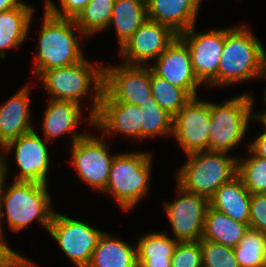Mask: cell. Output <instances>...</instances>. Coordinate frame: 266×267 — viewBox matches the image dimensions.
Instances as JSON below:
<instances>
[{"label": "cell", "mask_w": 266, "mask_h": 267, "mask_svg": "<svg viewBox=\"0 0 266 267\" xmlns=\"http://www.w3.org/2000/svg\"><path fill=\"white\" fill-rule=\"evenodd\" d=\"M266 75V52L245 25L224 29V48L218 68V85L261 78Z\"/></svg>", "instance_id": "1"}, {"label": "cell", "mask_w": 266, "mask_h": 267, "mask_svg": "<svg viewBox=\"0 0 266 267\" xmlns=\"http://www.w3.org/2000/svg\"><path fill=\"white\" fill-rule=\"evenodd\" d=\"M5 183L4 181L0 192V231L4 229L2 218L5 215L8 227L12 231H21L34 220L48 231L55 212L50 206L51 197L47 189L48 184L14 181L11 185L9 183L6 188Z\"/></svg>", "instance_id": "2"}, {"label": "cell", "mask_w": 266, "mask_h": 267, "mask_svg": "<svg viewBox=\"0 0 266 267\" xmlns=\"http://www.w3.org/2000/svg\"><path fill=\"white\" fill-rule=\"evenodd\" d=\"M39 33L38 52L34 57V75L39 77L44 71L77 64L84 59L81 44L73 30L82 31L74 19L60 18L44 11Z\"/></svg>", "instance_id": "3"}, {"label": "cell", "mask_w": 266, "mask_h": 267, "mask_svg": "<svg viewBox=\"0 0 266 267\" xmlns=\"http://www.w3.org/2000/svg\"><path fill=\"white\" fill-rule=\"evenodd\" d=\"M91 66V63L83 59L77 64L46 70L38 78L54 100H71L80 104L90 89V94L95 92L92 94L93 102L89 115V123L94 126V116L98 112L104 91V67Z\"/></svg>", "instance_id": "4"}, {"label": "cell", "mask_w": 266, "mask_h": 267, "mask_svg": "<svg viewBox=\"0 0 266 267\" xmlns=\"http://www.w3.org/2000/svg\"><path fill=\"white\" fill-rule=\"evenodd\" d=\"M186 156L189 160L177 171V183L207 199L237 175V158L226 152L207 150Z\"/></svg>", "instance_id": "5"}, {"label": "cell", "mask_w": 266, "mask_h": 267, "mask_svg": "<svg viewBox=\"0 0 266 267\" xmlns=\"http://www.w3.org/2000/svg\"><path fill=\"white\" fill-rule=\"evenodd\" d=\"M152 154L145 152L116 154L103 193H112L123 210L132 209L148 192Z\"/></svg>", "instance_id": "6"}, {"label": "cell", "mask_w": 266, "mask_h": 267, "mask_svg": "<svg viewBox=\"0 0 266 267\" xmlns=\"http://www.w3.org/2000/svg\"><path fill=\"white\" fill-rule=\"evenodd\" d=\"M253 102L245 93L223 104L210 102L209 151L229 153L240 144L251 120Z\"/></svg>", "instance_id": "7"}, {"label": "cell", "mask_w": 266, "mask_h": 267, "mask_svg": "<svg viewBox=\"0 0 266 267\" xmlns=\"http://www.w3.org/2000/svg\"><path fill=\"white\" fill-rule=\"evenodd\" d=\"M152 95L151 68L149 65L104 67V91L100 102H122L141 106Z\"/></svg>", "instance_id": "8"}, {"label": "cell", "mask_w": 266, "mask_h": 267, "mask_svg": "<svg viewBox=\"0 0 266 267\" xmlns=\"http://www.w3.org/2000/svg\"><path fill=\"white\" fill-rule=\"evenodd\" d=\"M102 137L81 132L72 134L71 159L77 175L82 182L99 191H103L107 185L111 164L116 155H110L104 138L106 136Z\"/></svg>", "instance_id": "9"}, {"label": "cell", "mask_w": 266, "mask_h": 267, "mask_svg": "<svg viewBox=\"0 0 266 267\" xmlns=\"http://www.w3.org/2000/svg\"><path fill=\"white\" fill-rule=\"evenodd\" d=\"M48 232L77 267H87L104 231L55 211Z\"/></svg>", "instance_id": "10"}, {"label": "cell", "mask_w": 266, "mask_h": 267, "mask_svg": "<svg viewBox=\"0 0 266 267\" xmlns=\"http://www.w3.org/2000/svg\"><path fill=\"white\" fill-rule=\"evenodd\" d=\"M178 199L164 202L170 226L178 242L199 241L203 235L209 199L177 185Z\"/></svg>", "instance_id": "11"}, {"label": "cell", "mask_w": 266, "mask_h": 267, "mask_svg": "<svg viewBox=\"0 0 266 267\" xmlns=\"http://www.w3.org/2000/svg\"><path fill=\"white\" fill-rule=\"evenodd\" d=\"M195 26L178 37L187 45L194 73L198 80L209 86L218 85V68L224 48V29L195 32Z\"/></svg>", "instance_id": "12"}, {"label": "cell", "mask_w": 266, "mask_h": 267, "mask_svg": "<svg viewBox=\"0 0 266 267\" xmlns=\"http://www.w3.org/2000/svg\"><path fill=\"white\" fill-rule=\"evenodd\" d=\"M210 102L191 98L173 117V132L186 155L209 150Z\"/></svg>", "instance_id": "13"}, {"label": "cell", "mask_w": 266, "mask_h": 267, "mask_svg": "<svg viewBox=\"0 0 266 267\" xmlns=\"http://www.w3.org/2000/svg\"><path fill=\"white\" fill-rule=\"evenodd\" d=\"M177 36L170 27L146 19L120 48L123 63L147 66V62L156 60Z\"/></svg>", "instance_id": "14"}, {"label": "cell", "mask_w": 266, "mask_h": 267, "mask_svg": "<svg viewBox=\"0 0 266 267\" xmlns=\"http://www.w3.org/2000/svg\"><path fill=\"white\" fill-rule=\"evenodd\" d=\"M44 142L33 129L2 147L5 152H10L15 148V160L20 170L16 181L48 184L50 158L46 142Z\"/></svg>", "instance_id": "15"}, {"label": "cell", "mask_w": 266, "mask_h": 267, "mask_svg": "<svg viewBox=\"0 0 266 267\" xmlns=\"http://www.w3.org/2000/svg\"><path fill=\"white\" fill-rule=\"evenodd\" d=\"M149 66L159 77L182 88L192 98L197 97V89L202 83L194 73L187 45L178 36Z\"/></svg>", "instance_id": "16"}, {"label": "cell", "mask_w": 266, "mask_h": 267, "mask_svg": "<svg viewBox=\"0 0 266 267\" xmlns=\"http://www.w3.org/2000/svg\"><path fill=\"white\" fill-rule=\"evenodd\" d=\"M94 127H98L104 136L118 132L141 139V107L122 102H100Z\"/></svg>", "instance_id": "17"}, {"label": "cell", "mask_w": 266, "mask_h": 267, "mask_svg": "<svg viewBox=\"0 0 266 267\" xmlns=\"http://www.w3.org/2000/svg\"><path fill=\"white\" fill-rule=\"evenodd\" d=\"M29 92V84L24 85L0 106V149L34 129L30 123Z\"/></svg>", "instance_id": "18"}, {"label": "cell", "mask_w": 266, "mask_h": 267, "mask_svg": "<svg viewBox=\"0 0 266 267\" xmlns=\"http://www.w3.org/2000/svg\"><path fill=\"white\" fill-rule=\"evenodd\" d=\"M147 19L170 27L176 34L196 24L199 7L194 0H146Z\"/></svg>", "instance_id": "19"}, {"label": "cell", "mask_w": 266, "mask_h": 267, "mask_svg": "<svg viewBox=\"0 0 266 267\" xmlns=\"http://www.w3.org/2000/svg\"><path fill=\"white\" fill-rule=\"evenodd\" d=\"M251 193L236 175L209 199L211 208L249 226Z\"/></svg>", "instance_id": "20"}, {"label": "cell", "mask_w": 266, "mask_h": 267, "mask_svg": "<svg viewBox=\"0 0 266 267\" xmlns=\"http://www.w3.org/2000/svg\"><path fill=\"white\" fill-rule=\"evenodd\" d=\"M81 110L78 102L49 99L42 123L45 141L73 132L82 120Z\"/></svg>", "instance_id": "21"}, {"label": "cell", "mask_w": 266, "mask_h": 267, "mask_svg": "<svg viewBox=\"0 0 266 267\" xmlns=\"http://www.w3.org/2000/svg\"><path fill=\"white\" fill-rule=\"evenodd\" d=\"M87 267H138L137 247L103 232Z\"/></svg>", "instance_id": "22"}, {"label": "cell", "mask_w": 266, "mask_h": 267, "mask_svg": "<svg viewBox=\"0 0 266 267\" xmlns=\"http://www.w3.org/2000/svg\"><path fill=\"white\" fill-rule=\"evenodd\" d=\"M33 8L23 3L14 9L0 12V58L5 50L20 46L26 39L33 17Z\"/></svg>", "instance_id": "23"}, {"label": "cell", "mask_w": 266, "mask_h": 267, "mask_svg": "<svg viewBox=\"0 0 266 267\" xmlns=\"http://www.w3.org/2000/svg\"><path fill=\"white\" fill-rule=\"evenodd\" d=\"M177 244V240L163 232L142 235L136 246L138 267H171Z\"/></svg>", "instance_id": "24"}, {"label": "cell", "mask_w": 266, "mask_h": 267, "mask_svg": "<svg viewBox=\"0 0 266 267\" xmlns=\"http://www.w3.org/2000/svg\"><path fill=\"white\" fill-rule=\"evenodd\" d=\"M249 229L247 224L233 220L210 206L206 212L202 238L229 247H236Z\"/></svg>", "instance_id": "25"}, {"label": "cell", "mask_w": 266, "mask_h": 267, "mask_svg": "<svg viewBox=\"0 0 266 267\" xmlns=\"http://www.w3.org/2000/svg\"><path fill=\"white\" fill-rule=\"evenodd\" d=\"M146 19V0H115L109 26L114 25L120 48Z\"/></svg>", "instance_id": "26"}, {"label": "cell", "mask_w": 266, "mask_h": 267, "mask_svg": "<svg viewBox=\"0 0 266 267\" xmlns=\"http://www.w3.org/2000/svg\"><path fill=\"white\" fill-rule=\"evenodd\" d=\"M233 251L239 267H264L266 233L249 228Z\"/></svg>", "instance_id": "27"}, {"label": "cell", "mask_w": 266, "mask_h": 267, "mask_svg": "<svg viewBox=\"0 0 266 267\" xmlns=\"http://www.w3.org/2000/svg\"><path fill=\"white\" fill-rule=\"evenodd\" d=\"M141 140L158 135H171L173 116L162 109L151 95L146 105H141Z\"/></svg>", "instance_id": "28"}, {"label": "cell", "mask_w": 266, "mask_h": 267, "mask_svg": "<svg viewBox=\"0 0 266 267\" xmlns=\"http://www.w3.org/2000/svg\"><path fill=\"white\" fill-rule=\"evenodd\" d=\"M114 3L115 0H90L88 2L75 19L84 36L98 33L109 27Z\"/></svg>", "instance_id": "29"}, {"label": "cell", "mask_w": 266, "mask_h": 267, "mask_svg": "<svg viewBox=\"0 0 266 267\" xmlns=\"http://www.w3.org/2000/svg\"><path fill=\"white\" fill-rule=\"evenodd\" d=\"M151 89L158 105L173 117L192 98L185 90L159 77L152 70Z\"/></svg>", "instance_id": "30"}, {"label": "cell", "mask_w": 266, "mask_h": 267, "mask_svg": "<svg viewBox=\"0 0 266 267\" xmlns=\"http://www.w3.org/2000/svg\"><path fill=\"white\" fill-rule=\"evenodd\" d=\"M249 152L244 161L237 158V175L251 194H266V159Z\"/></svg>", "instance_id": "31"}, {"label": "cell", "mask_w": 266, "mask_h": 267, "mask_svg": "<svg viewBox=\"0 0 266 267\" xmlns=\"http://www.w3.org/2000/svg\"><path fill=\"white\" fill-rule=\"evenodd\" d=\"M203 267H239L232 247L201 238Z\"/></svg>", "instance_id": "32"}, {"label": "cell", "mask_w": 266, "mask_h": 267, "mask_svg": "<svg viewBox=\"0 0 266 267\" xmlns=\"http://www.w3.org/2000/svg\"><path fill=\"white\" fill-rule=\"evenodd\" d=\"M171 267H203L200 242H178L172 256Z\"/></svg>", "instance_id": "33"}, {"label": "cell", "mask_w": 266, "mask_h": 267, "mask_svg": "<svg viewBox=\"0 0 266 267\" xmlns=\"http://www.w3.org/2000/svg\"><path fill=\"white\" fill-rule=\"evenodd\" d=\"M60 7L54 4L52 0H46L45 9L53 16L67 19H76L78 15L84 10L90 0H59Z\"/></svg>", "instance_id": "34"}, {"label": "cell", "mask_w": 266, "mask_h": 267, "mask_svg": "<svg viewBox=\"0 0 266 267\" xmlns=\"http://www.w3.org/2000/svg\"><path fill=\"white\" fill-rule=\"evenodd\" d=\"M249 228L266 233V194H252Z\"/></svg>", "instance_id": "35"}, {"label": "cell", "mask_w": 266, "mask_h": 267, "mask_svg": "<svg viewBox=\"0 0 266 267\" xmlns=\"http://www.w3.org/2000/svg\"><path fill=\"white\" fill-rule=\"evenodd\" d=\"M36 265L20 255L16 251H12L7 257L0 262V267H35Z\"/></svg>", "instance_id": "36"}, {"label": "cell", "mask_w": 266, "mask_h": 267, "mask_svg": "<svg viewBox=\"0 0 266 267\" xmlns=\"http://www.w3.org/2000/svg\"><path fill=\"white\" fill-rule=\"evenodd\" d=\"M256 156L266 159V134L261 133L251 142L249 148Z\"/></svg>", "instance_id": "37"}, {"label": "cell", "mask_w": 266, "mask_h": 267, "mask_svg": "<svg viewBox=\"0 0 266 267\" xmlns=\"http://www.w3.org/2000/svg\"><path fill=\"white\" fill-rule=\"evenodd\" d=\"M24 2L22 0H0V12H5L21 6Z\"/></svg>", "instance_id": "38"}, {"label": "cell", "mask_w": 266, "mask_h": 267, "mask_svg": "<svg viewBox=\"0 0 266 267\" xmlns=\"http://www.w3.org/2000/svg\"><path fill=\"white\" fill-rule=\"evenodd\" d=\"M3 231H0V262L7 257L13 250L8 247L3 238Z\"/></svg>", "instance_id": "39"}, {"label": "cell", "mask_w": 266, "mask_h": 267, "mask_svg": "<svg viewBox=\"0 0 266 267\" xmlns=\"http://www.w3.org/2000/svg\"><path fill=\"white\" fill-rule=\"evenodd\" d=\"M5 157H3L2 155H0V192L2 190V186H3V183L4 181H6L5 177L7 175V162L6 160L4 159Z\"/></svg>", "instance_id": "40"}, {"label": "cell", "mask_w": 266, "mask_h": 267, "mask_svg": "<svg viewBox=\"0 0 266 267\" xmlns=\"http://www.w3.org/2000/svg\"><path fill=\"white\" fill-rule=\"evenodd\" d=\"M251 119H258V121L260 120L262 123H263V125L265 126V130H264V132H263V134H266V110L263 112V113H261V114H253L252 113V115H251Z\"/></svg>", "instance_id": "41"}, {"label": "cell", "mask_w": 266, "mask_h": 267, "mask_svg": "<svg viewBox=\"0 0 266 267\" xmlns=\"http://www.w3.org/2000/svg\"><path fill=\"white\" fill-rule=\"evenodd\" d=\"M195 1V3L198 5V7L200 8V5H201V3H202V0H194Z\"/></svg>", "instance_id": "42"}]
</instances>
